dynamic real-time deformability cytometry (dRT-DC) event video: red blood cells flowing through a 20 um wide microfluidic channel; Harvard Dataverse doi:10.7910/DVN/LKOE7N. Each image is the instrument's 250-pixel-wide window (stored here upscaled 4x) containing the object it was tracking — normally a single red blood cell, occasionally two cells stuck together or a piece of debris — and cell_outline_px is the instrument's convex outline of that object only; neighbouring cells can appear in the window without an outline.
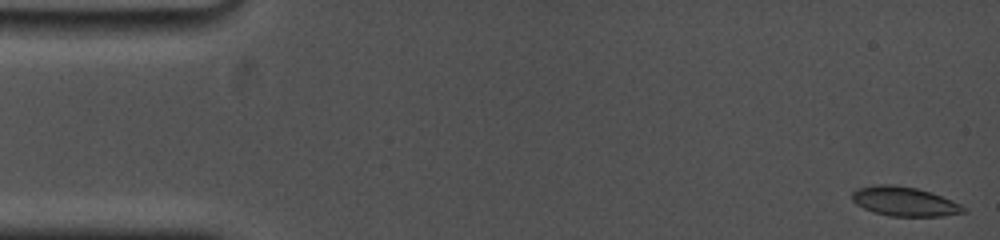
{"species": "common noctule bat (a hibernating species)", "species_latin": "Nyctalus noctula", "temperature_condition": "cold", "stored_images_in_passage": 11, "camera_frame_rate_fps": 5000, "um_per_image_px": 0.085, "animal": {"sex": "female", "body_mass_g": 19.0, "forearm_length_mm": 53.3}, "frame": {"image": 1, "passage_image": 1, "time_ms": 0.0, "image_size_px": [1000, 240], "cell_outline_px": [[968, 212], [944, 216], [892, 216], [872, 212], [856, 204], [852, 200], [852, 192], [860, 188], [880, 184], [892, 184], [916, 188], [932, 192], [952, 200], [968, 208]], "centroid_in_image_um": [76.93, 17.13], "position_along_channel_um": 8.1, "area_um2": 19.13}}